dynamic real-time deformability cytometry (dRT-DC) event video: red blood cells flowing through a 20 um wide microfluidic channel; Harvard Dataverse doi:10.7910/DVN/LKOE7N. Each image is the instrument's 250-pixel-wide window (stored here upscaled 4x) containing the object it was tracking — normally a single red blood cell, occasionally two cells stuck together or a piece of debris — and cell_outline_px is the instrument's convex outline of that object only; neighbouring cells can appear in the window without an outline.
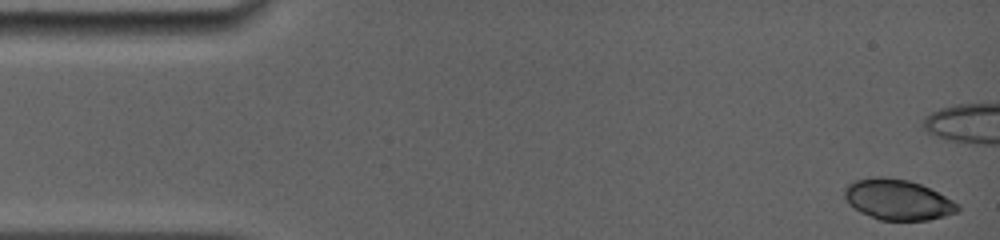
{"species": "common noctule bat (a hibernating species)", "species_latin": "Nyctalus noctula", "temperature_condition": "room temperature", "stored_images_in_passage": 18, "camera_frame_rate_fps": 5000, "um_per_image_px": 0.085, "animal": {"sex": "female", "body_mass_g": 19.0, "forearm_length_mm": 56.7}, "frame": {"image": 1, "passage_image": 1, "time_ms": 0.0, "image_size_px": [1000, 240], "cell_outline_px": [[960, 212], [928, 220], [880, 220], [860, 212], [848, 204], [844, 196], [844, 188], [848, 184], [856, 180], [876, 176], [880, 176], [908, 180], [920, 184], [960, 204]], "centroid_in_image_um": [76.3, 16.98], "position_along_channel_um": 8.7, "area_um2": 26.7}}